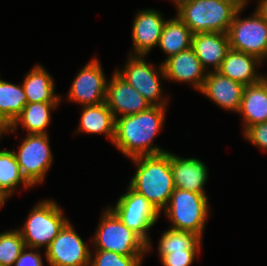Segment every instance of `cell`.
Returning a JSON list of instances; mask_svg holds the SVG:
<instances>
[{"label": "cell", "instance_id": "10", "mask_svg": "<svg viewBox=\"0 0 267 266\" xmlns=\"http://www.w3.org/2000/svg\"><path fill=\"white\" fill-rule=\"evenodd\" d=\"M48 134H28L21 142L19 149L13 151L22 176L32 186L44 181L53 155Z\"/></svg>", "mask_w": 267, "mask_h": 266}, {"label": "cell", "instance_id": "28", "mask_svg": "<svg viewBox=\"0 0 267 266\" xmlns=\"http://www.w3.org/2000/svg\"><path fill=\"white\" fill-rule=\"evenodd\" d=\"M25 247V242L18 229L0 233V265L14 266Z\"/></svg>", "mask_w": 267, "mask_h": 266}, {"label": "cell", "instance_id": "34", "mask_svg": "<svg viewBox=\"0 0 267 266\" xmlns=\"http://www.w3.org/2000/svg\"><path fill=\"white\" fill-rule=\"evenodd\" d=\"M0 129L7 134L10 129V125L0 116Z\"/></svg>", "mask_w": 267, "mask_h": 266}, {"label": "cell", "instance_id": "1", "mask_svg": "<svg viewBox=\"0 0 267 266\" xmlns=\"http://www.w3.org/2000/svg\"><path fill=\"white\" fill-rule=\"evenodd\" d=\"M165 112L166 106H150L137 114L116 118L112 143L129 159L167 152L152 144L162 130Z\"/></svg>", "mask_w": 267, "mask_h": 266}, {"label": "cell", "instance_id": "32", "mask_svg": "<svg viewBox=\"0 0 267 266\" xmlns=\"http://www.w3.org/2000/svg\"><path fill=\"white\" fill-rule=\"evenodd\" d=\"M28 250L30 251L28 252ZM14 266H43L41 254L35 248L25 247L15 261Z\"/></svg>", "mask_w": 267, "mask_h": 266}, {"label": "cell", "instance_id": "35", "mask_svg": "<svg viewBox=\"0 0 267 266\" xmlns=\"http://www.w3.org/2000/svg\"><path fill=\"white\" fill-rule=\"evenodd\" d=\"M8 198H10V196L0 188V208L5 204Z\"/></svg>", "mask_w": 267, "mask_h": 266}, {"label": "cell", "instance_id": "8", "mask_svg": "<svg viewBox=\"0 0 267 266\" xmlns=\"http://www.w3.org/2000/svg\"><path fill=\"white\" fill-rule=\"evenodd\" d=\"M245 8H239L227 32L230 49L254 55L264 62L267 58V22L256 12L239 18Z\"/></svg>", "mask_w": 267, "mask_h": 266}, {"label": "cell", "instance_id": "30", "mask_svg": "<svg viewBox=\"0 0 267 266\" xmlns=\"http://www.w3.org/2000/svg\"><path fill=\"white\" fill-rule=\"evenodd\" d=\"M243 135L251 144L267 151V121L251 125L243 132Z\"/></svg>", "mask_w": 267, "mask_h": 266}, {"label": "cell", "instance_id": "26", "mask_svg": "<svg viewBox=\"0 0 267 266\" xmlns=\"http://www.w3.org/2000/svg\"><path fill=\"white\" fill-rule=\"evenodd\" d=\"M160 259L171 252L201 251L202 238L195 233L169 228L164 231L158 242Z\"/></svg>", "mask_w": 267, "mask_h": 266}, {"label": "cell", "instance_id": "21", "mask_svg": "<svg viewBox=\"0 0 267 266\" xmlns=\"http://www.w3.org/2000/svg\"><path fill=\"white\" fill-rule=\"evenodd\" d=\"M27 103L51 102L59 103L61 96L55 93V83L45 68L38 64L27 73L22 83Z\"/></svg>", "mask_w": 267, "mask_h": 266}, {"label": "cell", "instance_id": "12", "mask_svg": "<svg viewBox=\"0 0 267 266\" xmlns=\"http://www.w3.org/2000/svg\"><path fill=\"white\" fill-rule=\"evenodd\" d=\"M107 79L98 58L86 64L73 80L67 99L82 106L106 101Z\"/></svg>", "mask_w": 267, "mask_h": 266}, {"label": "cell", "instance_id": "14", "mask_svg": "<svg viewBox=\"0 0 267 266\" xmlns=\"http://www.w3.org/2000/svg\"><path fill=\"white\" fill-rule=\"evenodd\" d=\"M166 21L160 12L153 9L138 11L132 26L133 52L129 55L146 56L158 46Z\"/></svg>", "mask_w": 267, "mask_h": 266}, {"label": "cell", "instance_id": "36", "mask_svg": "<svg viewBox=\"0 0 267 266\" xmlns=\"http://www.w3.org/2000/svg\"><path fill=\"white\" fill-rule=\"evenodd\" d=\"M176 5V10H178L183 4L192 2L193 0H173Z\"/></svg>", "mask_w": 267, "mask_h": 266}, {"label": "cell", "instance_id": "3", "mask_svg": "<svg viewBox=\"0 0 267 266\" xmlns=\"http://www.w3.org/2000/svg\"><path fill=\"white\" fill-rule=\"evenodd\" d=\"M239 7L231 0H193L177 10V16L195 33H226Z\"/></svg>", "mask_w": 267, "mask_h": 266}, {"label": "cell", "instance_id": "11", "mask_svg": "<svg viewBox=\"0 0 267 266\" xmlns=\"http://www.w3.org/2000/svg\"><path fill=\"white\" fill-rule=\"evenodd\" d=\"M50 266H90L91 251L68 222L45 250Z\"/></svg>", "mask_w": 267, "mask_h": 266}, {"label": "cell", "instance_id": "31", "mask_svg": "<svg viewBox=\"0 0 267 266\" xmlns=\"http://www.w3.org/2000/svg\"><path fill=\"white\" fill-rule=\"evenodd\" d=\"M200 251H178L164 255L160 261L163 266H190Z\"/></svg>", "mask_w": 267, "mask_h": 266}, {"label": "cell", "instance_id": "18", "mask_svg": "<svg viewBox=\"0 0 267 266\" xmlns=\"http://www.w3.org/2000/svg\"><path fill=\"white\" fill-rule=\"evenodd\" d=\"M191 48L206 72L210 65L213 71H218L230 50L229 38L226 33L220 32L195 33L192 36Z\"/></svg>", "mask_w": 267, "mask_h": 266}, {"label": "cell", "instance_id": "2", "mask_svg": "<svg viewBox=\"0 0 267 266\" xmlns=\"http://www.w3.org/2000/svg\"><path fill=\"white\" fill-rule=\"evenodd\" d=\"M131 161L136 164V172L129 186L142 194L160 213L167 207L175 189L170 152L139 156Z\"/></svg>", "mask_w": 267, "mask_h": 266}, {"label": "cell", "instance_id": "9", "mask_svg": "<svg viewBox=\"0 0 267 266\" xmlns=\"http://www.w3.org/2000/svg\"><path fill=\"white\" fill-rule=\"evenodd\" d=\"M109 208L131 230L136 232L146 243L147 252L151 248V239L148 235L159 217V212L140 193L128 186L127 192L119 197L115 206Z\"/></svg>", "mask_w": 267, "mask_h": 266}, {"label": "cell", "instance_id": "4", "mask_svg": "<svg viewBox=\"0 0 267 266\" xmlns=\"http://www.w3.org/2000/svg\"><path fill=\"white\" fill-rule=\"evenodd\" d=\"M63 214L61 207L53 200H43L38 204L36 203L23 227L18 229L25 246L36 250H40L44 246L46 250L69 222Z\"/></svg>", "mask_w": 267, "mask_h": 266}, {"label": "cell", "instance_id": "6", "mask_svg": "<svg viewBox=\"0 0 267 266\" xmlns=\"http://www.w3.org/2000/svg\"><path fill=\"white\" fill-rule=\"evenodd\" d=\"M209 210L206 194L175 188L163 213L172 222L170 228L189 231L202 238Z\"/></svg>", "mask_w": 267, "mask_h": 266}, {"label": "cell", "instance_id": "19", "mask_svg": "<svg viewBox=\"0 0 267 266\" xmlns=\"http://www.w3.org/2000/svg\"><path fill=\"white\" fill-rule=\"evenodd\" d=\"M260 64L263 62L256 56L230 49L218 72L246 86L262 79L263 75L256 71Z\"/></svg>", "mask_w": 267, "mask_h": 266}, {"label": "cell", "instance_id": "27", "mask_svg": "<svg viewBox=\"0 0 267 266\" xmlns=\"http://www.w3.org/2000/svg\"><path fill=\"white\" fill-rule=\"evenodd\" d=\"M20 184L27 189L32 187L22 176L13 151L0 150V188L11 196Z\"/></svg>", "mask_w": 267, "mask_h": 266}, {"label": "cell", "instance_id": "29", "mask_svg": "<svg viewBox=\"0 0 267 266\" xmlns=\"http://www.w3.org/2000/svg\"><path fill=\"white\" fill-rule=\"evenodd\" d=\"M91 252L90 266H141L143 256H125L113 251Z\"/></svg>", "mask_w": 267, "mask_h": 266}, {"label": "cell", "instance_id": "15", "mask_svg": "<svg viewBox=\"0 0 267 266\" xmlns=\"http://www.w3.org/2000/svg\"><path fill=\"white\" fill-rule=\"evenodd\" d=\"M245 85L218 71H208L200 93L221 109L239 112Z\"/></svg>", "mask_w": 267, "mask_h": 266}, {"label": "cell", "instance_id": "13", "mask_svg": "<svg viewBox=\"0 0 267 266\" xmlns=\"http://www.w3.org/2000/svg\"><path fill=\"white\" fill-rule=\"evenodd\" d=\"M107 82L106 103L115 119L121 116L137 114L151 105L135 88H133L115 70Z\"/></svg>", "mask_w": 267, "mask_h": 266}, {"label": "cell", "instance_id": "38", "mask_svg": "<svg viewBox=\"0 0 267 266\" xmlns=\"http://www.w3.org/2000/svg\"><path fill=\"white\" fill-rule=\"evenodd\" d=\"M262 79L265 81V83L267 84V75H263Z\"/></svg>", "mask_w": 267, "mask_h": 266}, {"label": "cell", "instance_id": "23", "mask_svg": "<svg viewBox=\"0 0 267 266\" xmlns=\"http://www.w3.org/2000/svg\"><path fill=\"white\" fill-rule=\"evenodd\" d=\"M115 120L106 102L99 105L83 106L77 131L87 134H105L113 142Z\"/></svg>", "mask_w": 267, "mask_h": 266}, {"label": "cell", "instance_id": "17", "mask_svg": "<svg viewBox=\"0 0 267 266\" xmlns=\"http://www.w3.org/2000/svg\"><path fill=\"white\" fill-rule=\"evenodd\" d=\"M170 165L175 188L206 194L204 186L208 168L198 158H182L170 153Z\"/></svg>", "mask_w": 267, "mask_h": 266}, {"label": "cell", "instance_id": "39", "mask_svg": "<svg viewBox=\"0 0 267 266\" xmlns=\"http://www.w3.org/2000/svg\"><path fill=\"white\" fill-rule=\"evenodd\" d=\"M4 132L0 129V139L4 136Z\"/></svg>", "mask_w": 267, "mask_h": 266}, {"label": "cell", "instance_id": "25", "mask_svg": "<svg viewBox=\"0 0 267 266\" xmlns=\"http://www.w3.org/2000/svg\"><path fill=\"white\" fill-rule=\"evenodd\" d=\"M27 104L22 84L0 79V116L11 126Z\"/></svg>", "mask_w": 267, "mask_h": 266}, {"label": "cell", "instance_id": "24", "mask_svg": "<svg viewBox=\"0 0 267 266\" xmlns=\"http://www.w3.org/2000/svg\"><path fill=\"white\" fill-rule=\"evenodd\" d=\"M192 36V31L176 15L166 20L158 46L169 58L191 48Z\"/></svg>", "mask_w": 267, "mask_h": 266}, {"label": "cell", "instance_id": "22", "mask_svg": "<svg viewBox=\"0 0 267 266\" xmlns=\"http://www.w3.org/2000/svg\"><path fill=\"white\" fill-rule=\"evenodd\" d=\"M58 104L51 102L27 103L7 133H14L21 124L23 130H26L28 134H47V127L51 122V111L56 109Z\"/></svg>", "mask_w": 267, "mask_h": 266}, {"label": "cell", "instance_id": "37", "mask_svg": "<svg viewBox=\"0 0 267 266\" xmlns=\"http://www.w3.org/2000/svg\"><path fill=\"white\" fill-rule=\"evenodd\" d=\"M233 1L239 8H245L246 7V2L248 0H231Z\"/></svg>", "mask_w": 267, "mask_h": 266}, {"label": "cell", "instance_id": "7", "mask_svg": "<svg viewBox=\"0 0 267 266\" xmlns=\"http://www.w3.org/2000/svg\"><path fill=\"white\" fill-rule=\"evenodd\" d=\"M115 71L142 94L151 106L168 104V99L162 95L163 88L160 83L162 78L165 79L162 63L154 67L146 61L144 55H129L124 69H115Z\"/></svg>", "mask_w": 267, "mask_h": 266}, {"label": "cell", "instance_id": "16", "mask_svg": "<svg viewBox=\"0 0 267 266\" xmlns=\"http://www.w3.org/2000/svg\"><path fill=\"white\" fill-rule=\"evenodd\" d=\"M162 65L165 80L189 83L196 90H201L207 72L192 48L166 58Z\"/></svg>", "mask_w": 267, "mask_h": 266}, {"label": "cell", "instance_id": "20", "mask_svg": "<svg viewBox=\"0 0 267 266\" xmlns=\"http://www.w3.org/2000/svg\"><path fill=\"white\" fill-rule=\"evenodd\" d=\"M238 114L244 123L243 132L251 125L267 121V84L263 79L245 86Z\"/></svg>", "mask_w": 267, "mask_h": 266}, {"label": "cell", "instance_id": "33", "mask_svg": "<svg viewBox=\"0 0 267 266\" xmlns=\"http://www.w3.org/2000/svg\"><path fill=\"white\" fill-rule=\"evenodd\" d=\"M255 12L267 22V0H258Z\"/></svg>", "mask_w": 267, "mask_h": 266}, {"label": "cell", "instance_id": "5", "mask_svg": "<svg viewBox=\"0 0 267 266\" xmlns=\"http://www.w3.org/2000/svg\"><path fill=\"white\" fill-rule=\"evenodd\" d=\"M92 239L95 250L113 251L125 256H144L147 243L129 229L109 208L105 209Z\"/></svg>", "mask_w": 267, "mask_h": 266}]
</instances>
